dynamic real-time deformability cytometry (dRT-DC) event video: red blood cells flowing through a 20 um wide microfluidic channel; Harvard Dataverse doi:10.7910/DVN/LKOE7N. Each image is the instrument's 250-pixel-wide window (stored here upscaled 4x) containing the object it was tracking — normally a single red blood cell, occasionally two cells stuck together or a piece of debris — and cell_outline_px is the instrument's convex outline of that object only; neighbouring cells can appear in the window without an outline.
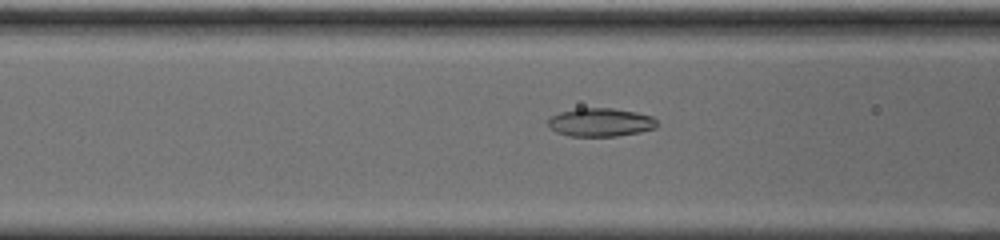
{"species": "common noctule bat (a hibernating species)", "species_latin": "Nyctalus noctula", "temperature_condition": "cold", "stored_images_in_passage": 46, "camera_frame_rate_fps": 3000, "um_per_image_px": 0.085, "animal": {"sex": "male", "body_mass_g": 20.0, "forearm_length_mm": 53.3}, "frame": {"image": 1, "passage_image": 12, "time_ms": 3.667, "image_size_px": [1000, 240], "cell_outline_px": [[660, 124], [656, 128], [640, 132], [616, 136], [568, 136], [556, 132], [548, 124], [548, 116], [560, 112], [576, 108], [612, 108], [636, 112], [652, 116]], "centroid_in_image_um": [51.05, 10.39], "position_along_channel_um": 115.6, "area_um2": 18.21}}
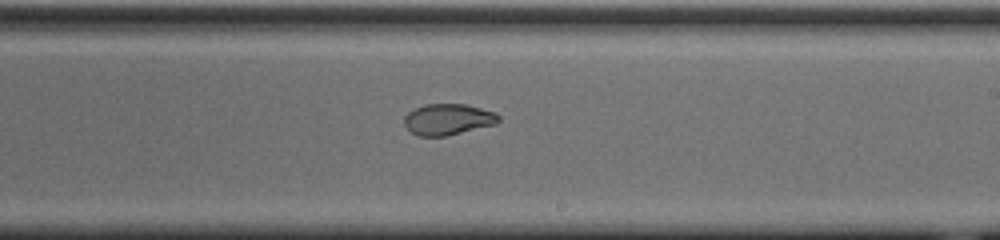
{"frame": {"image": 2, "passage_image": 23, "time_ms": 7.333, "image_size_px": [1000, 240], "cell_outline_px": [[500, 120], [496, 124], [444, 136], [420, 136], [412, 132], [404, 124], [404, 116], [408, 112], [424, 104], [464, 104], [496, 112], [500, 116]], "centroid_in_image_um": [38.09, 10.14], "position_along_channel_um": 250.9, "area_um2": 16.99}}
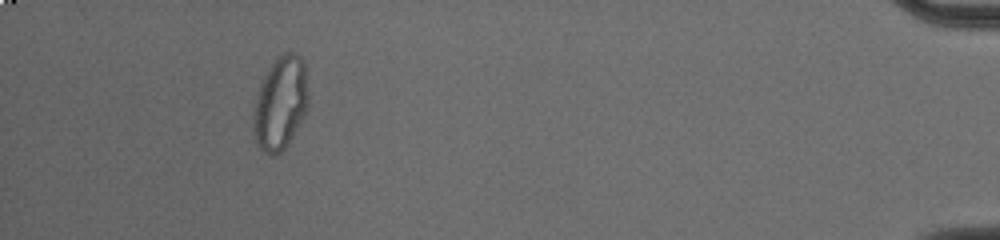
{"frame": {"image": 3, "passage_image": 42, "time_ms": 13.667, "image_size_px": [1000, 240], "cell_outline_px": [[308, 104], [288, 144], [280, 152], [264, 152], [256, 144], [252, 136], [252, 104], [260, 80], [268, 68], [284, 52], [292, 52], [300, 56], [304, 64], [308, 96]], "centroid_in_image_um": [23.76, 8.75], "position_along_channel_um": 411.4, "area_um2": 29.94}, "authors_computed_cell_mechanics": {"area_um2": 18.7561, "velocity_mm_per_s": 3.6977, "shape_relaxation_time_tau1_ms": null, "shape_relaxation_time_tau2_ms": 1.6195, "deformation_change_tau1": null, "deformation_change_tau2": 0.0538}}